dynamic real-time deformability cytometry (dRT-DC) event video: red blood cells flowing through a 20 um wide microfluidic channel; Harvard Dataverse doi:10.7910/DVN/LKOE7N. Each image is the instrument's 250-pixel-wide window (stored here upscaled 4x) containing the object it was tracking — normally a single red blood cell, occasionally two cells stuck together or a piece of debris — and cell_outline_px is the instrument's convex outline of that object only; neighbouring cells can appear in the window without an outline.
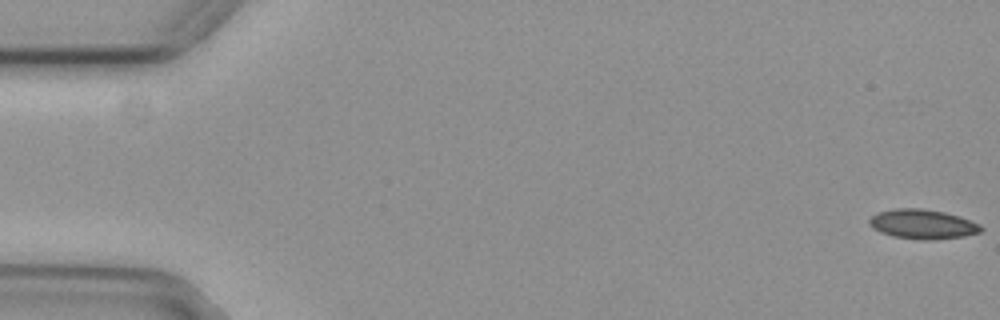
{"species": "common noctule bat (a hibernating species)", "species_latin": "Nyctalus noctula", "temperature_condition": "cold", "stored_images_in_passage": 56, "camera_frame_rate_fps": 3000, "um_per_image_px": 0.085, "animal": {"sex": "female", "body_mass_g": 29.2, "forearm_length_mm": 56.3}, "frame": {"image": 1, "passage_image": 1, "time_ms": 0.0, "image_size_px": [1000, 320], "cell_outline_px": [[984, 228], [980, 232], [964, 236], [932, 240], [924, 240], [892, 236], [880, 232], [872, 228], [868, 224], [868, 220], [876, 212], [896, 208], [920, 208], [944, 212], [960, 216], [980, 224]], "centroid_in_image_um": [78.41, 19.05], "position_along_channel_um": 6.6, "area_um2": 19.36}}
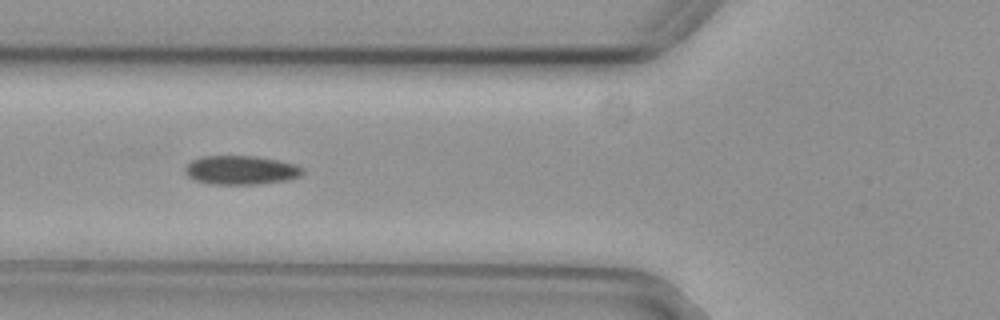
{"frame": {"image": 2, "passage_image": 21, "time_ms": 6.667, "image_size_px": [1000, 320], "cell_outline_px": [[304, 172], [300, 176], [288, 180], [256, 184], [212, 184], [196, 180], [188, 176], [184, 172], [184, 168], [192, 160], [200, 156], [256, 156], [296, 164], [304, 168]], "centroid_in_image_um": [20.49, 14.45], "position_along_channel_um": 105.3, "area_um2": 19.83}}
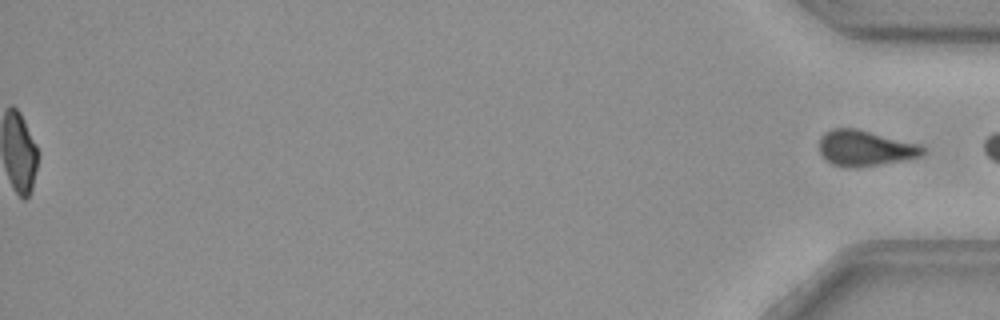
{"frame": {"image": 3, "passage_image": 56, "time_ms": 18.333, "image_size_px": [1000, 320], "cell_outline_px": [[928, 152], [920, 156], [904, 160], [856, 168], [848, 168], [832, 164], [820, 152], [820, 136], [824, 132], [832, 128], [856, 128], [920, 144]], "centroid_in_image_um": [73.55, 12.59], "position_along_channel_um": 361.7, "area_um2": 21.62}}